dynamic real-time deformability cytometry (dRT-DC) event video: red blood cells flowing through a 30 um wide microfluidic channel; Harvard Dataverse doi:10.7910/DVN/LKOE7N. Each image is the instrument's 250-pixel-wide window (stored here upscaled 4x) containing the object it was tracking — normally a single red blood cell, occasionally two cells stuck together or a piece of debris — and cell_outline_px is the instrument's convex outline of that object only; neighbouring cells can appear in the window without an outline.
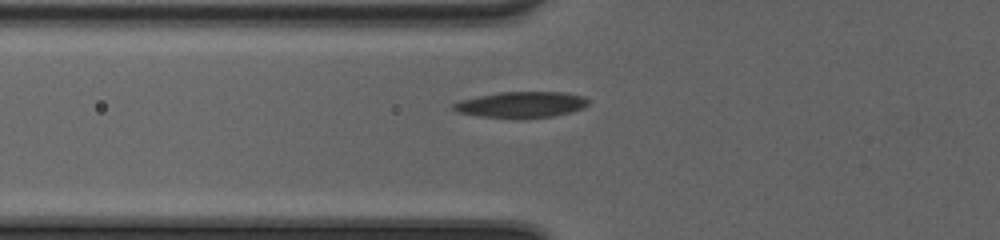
{"species": "common noctule bat (a hibernating species)", "species_latin": "Nyctalus noctula", "temperature_condition": "cold", "stored_images_in_passage": 35, "camera_frame_rate_fps": 3000, "um_per_image_px": 0.085, "animal": {"sex": "female", "body_mass_g": 20.0, "forearm_length_mm": 54.0}, "frame": {"image": 1, "passage_image": 2, "time_ms": 0.333, "image_size_px": [1000, 240], "cell_outline_px": [[588, 104], [584, 108], [552, 116], [480, 116], [460, 112], [452, 108], [452, 104], [460, 100], [500, 92], [560, 92], [584, 96], [588, 100]], "centroid_in_image_um": [44.33, 8.85], "position_along_channel_um": 81.5, "area_um2": 19.48}}
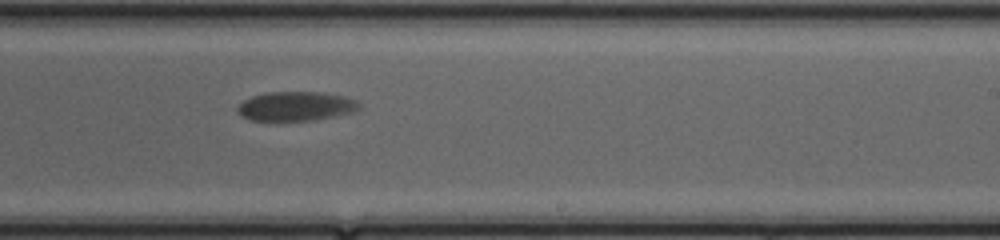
{"frame": {"image": 2, "passage_image": 16, "time_ms": 5.0, "image_size_px": [1000, 240], "cell_outline_px": [[360, 108], [352, 112], [336, 116], [312, 120], [248, 120], [240, 116], [236, 108], [244, 100], [252, 96], [268, 92], [316, 92], [344, 96], [356, 100], [360, 104]], "centroid_in_image_um": [25.13, 9.03], "position_along_channel_um": 263.9, "area_um2": 20.63}}
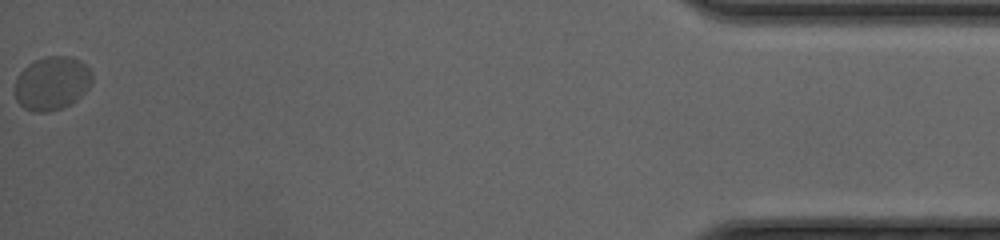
{"frame": {"image": 3, "passage_image": 35, "time_ms": 11.333, "image_size_px": [1000, 240], "cell_outline_px": [[92, 84], [72, 104], [48, 112], [32, 112], [24, 108], [16, 100], [16, 76], [28, 64], [44, 56], [72, 56], [80, 60], [92, 72]], "centroid_in_image_um": [4.42, 7.07], "position_along_channel_um": 430.8, "area_um2": 24.22}, "authors_computed_cell_mechanics": {"area_um2": 21.7906, "velocity_mm_per_s": 3.9132, "shape_relaxation_time_tau1_ms": 6.2226, "shape_relaxation_time_tau2_ms": 0.6512, "deformation_change_tau1": 0.1108, "deformation_change_tau2": 0.0383}}